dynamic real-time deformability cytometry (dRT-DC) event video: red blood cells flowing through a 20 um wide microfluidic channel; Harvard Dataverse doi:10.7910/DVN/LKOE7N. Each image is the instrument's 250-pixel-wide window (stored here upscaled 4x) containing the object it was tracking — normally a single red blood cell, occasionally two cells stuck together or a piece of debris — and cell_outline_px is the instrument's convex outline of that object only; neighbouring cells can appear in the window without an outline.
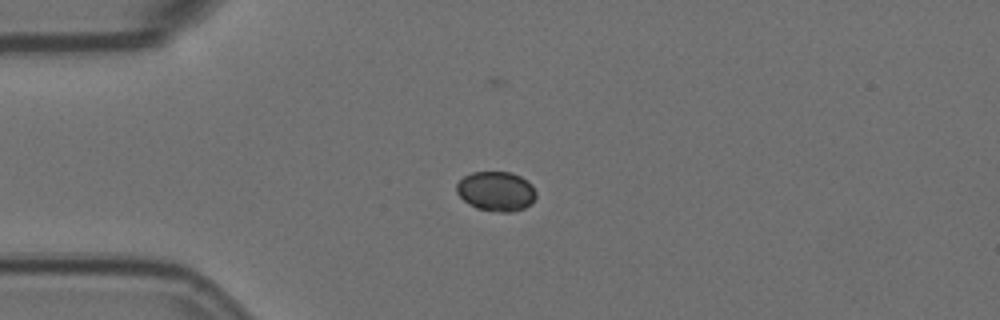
{"species": "Egyptian fruit bat (a non-hibernating species)", "species_latin": "Rousettus aegyptiacus", "temperature_condition": "room temperature", "stored_images_in_passage": 6, "camera_frame_rate_fps": 3000, "um_per_image_px": 0.085, "animal": {"sex": "female"}, "frame": {"image": 1, "passage_image": 4, "time_ms": 1.0, "image_size_px": [1000, 320], "cell_outline_px": [[536, 196], [532, 204], [524, 208], [512, 212], [500, 212], [476, 208], [468, 204], [456, 192], [456, 184], [464, 176], [472, 172], [512, 172], [528, 180], [532, 184], [536, 192]], "centroid_in_image_um": [42.19, 16.25], "position_along_channel_um": 42.8, "area_um2": 18.55}}
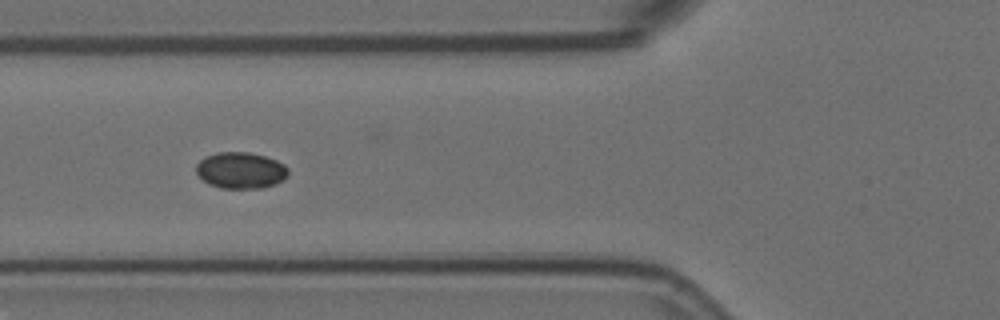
{"frame": {"image": 2, "passage_image": 6, "time_ms": 1.667, "image_size_px": [1000, 320], "cell_outline_px": [[288, 176], [284, 180], [276, 184], [264, 188], [220, 188], [208, 184], [196, 172], [196, 164], [204, 156], [220, 152], [248, 152], [264, 156], [276, 160], [284, 164], [288, 168]], "centroid_in_image_um": [20.48, 14.49], "position_along_channel_um": 105.3, "area_um2": 19.65}}